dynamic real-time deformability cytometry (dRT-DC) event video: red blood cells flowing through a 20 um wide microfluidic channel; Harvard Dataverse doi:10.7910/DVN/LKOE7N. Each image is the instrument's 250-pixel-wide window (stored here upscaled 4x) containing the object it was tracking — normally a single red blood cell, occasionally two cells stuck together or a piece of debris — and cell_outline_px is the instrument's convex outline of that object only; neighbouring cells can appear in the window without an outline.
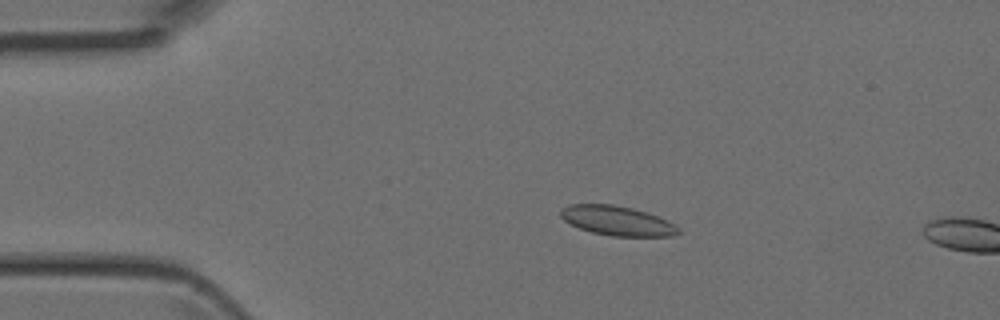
{"species": "Egyptian fruit bat (a non-hibernating species)", "species_latin": "Rousettus aegyptiacus", "temperature_condition": "room temperature", "stored_images_in_passage": 15, "camera_frame_rate_fps": 3000, "um_per_image_px": 0.085, "animal": {"sex": "female"}, "frame": {"image": 1, "passage_image": 10, "time_ms": 3.0, "image_size_px": [1000, 320], "cell_outline_px": [[680, 232], [672, 236], [612, 236], [592, 232], [580, 228], [564, 220], [560, 216], [560, 208], [568, 204], [612, 204], [632, 208], [648, 212], [680, 228]], "centroid_in_image_um": [52.42, 18.75], "position_along_channel_um": 32.6, "area_um2": 20.11}}